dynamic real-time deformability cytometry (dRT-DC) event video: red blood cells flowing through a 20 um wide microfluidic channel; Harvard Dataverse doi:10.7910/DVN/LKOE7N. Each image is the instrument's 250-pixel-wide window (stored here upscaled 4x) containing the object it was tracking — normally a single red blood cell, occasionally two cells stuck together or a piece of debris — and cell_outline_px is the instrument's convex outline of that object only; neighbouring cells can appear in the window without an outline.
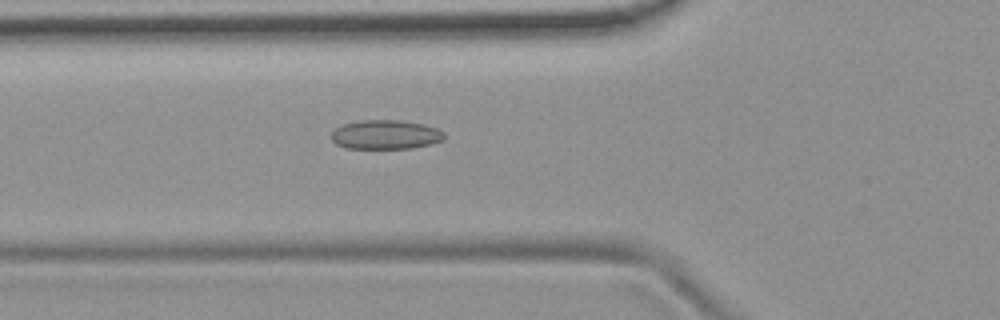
{"species": "common noctule bat (a hibernating species)", "species_latin": "Nyctalus noctula", "temperature_condition": "room temperature", "stored_images_in_passage": 54, "camera_frame_rate_fps": 3000, "um_per_image_px": 0.085, "animal": {"sex": "female", "body_mass_g": 19.9}, "frame": {"image": 1, "passage_image": 20, "time_ms": 6.333, "image_size_px": [1000, 320], "cell_outline_px": [[444, 140], [432, 144], [412, 148], [344, 148], [336, 144], [332, 140], [332, 132], [336, 128], [344, 124], [360, 120], [400, 120], [424, 124], [436, 128], [444, 132]], "centroid_in_image_um": [32.79, 11.44], "position_along_channel_um": 93.0, "area_um2": 19.25}}
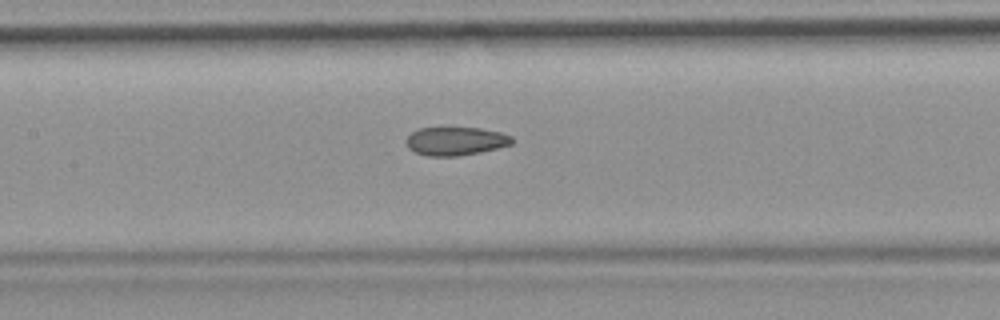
{"frame": {"image": 2, "passage_image": 26, "time_ms": 8.333, "image_size_px": [1000, 320], "cell_outline_px": [[516, 140], [512, 144], [480, 152], [456, 156], [428, 156], [416, 152], [408, 148], [404, 140], [412, 132], [420, 128], [480, 128], [500, 132], [512, 136]], "centroid_in_image_um": [38.74, 11.99], "position_along_channel_um": 168.7, "area_um2": 17.51}}
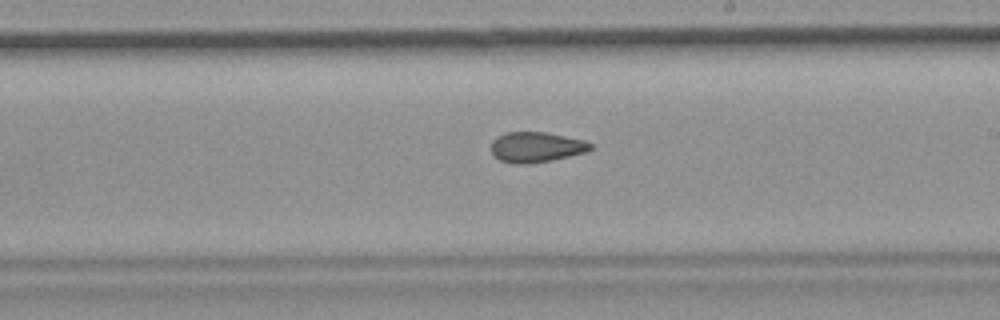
{"frame": {"image": 3, "passage_image": 32, "time_ms": 10.333, "image_size_px": [1000, 320], "cell_outline_px": [[592, 148], [588, 152], [552, 160], [528, 164], [512, 164], [500, 160], [492, 152], [492, 140], [496, 136], [504, 132], [544, 132], [584, 140], [592, 144]], "centroid_in_image_um": [45.57, 12.51], "position_along_channel_um": 243.4, "area_um2": 17.63}, "authors_computed_cell_mechanics": {"area_um2": 18.6405, "velocity_mm_per_s": 3.7581, "shape_relaxation_time_tau1_ms": null, "shape_relaxation_time_tau2_ms": 2.1519, "deformation_change_tau1": null, "deformation_change_tau2": 0.0778}}